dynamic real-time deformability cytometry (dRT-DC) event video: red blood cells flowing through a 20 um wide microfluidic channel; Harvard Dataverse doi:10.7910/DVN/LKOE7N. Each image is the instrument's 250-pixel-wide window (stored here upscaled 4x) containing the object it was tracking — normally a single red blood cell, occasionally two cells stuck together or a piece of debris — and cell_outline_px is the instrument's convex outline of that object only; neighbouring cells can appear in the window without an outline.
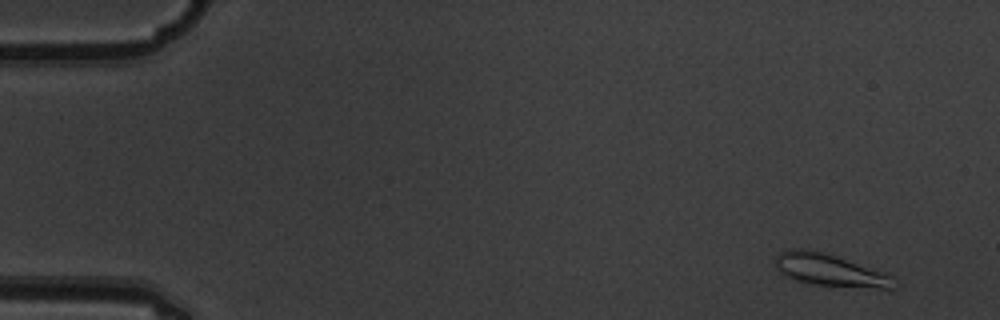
{"species": "common noctule bat (a hibernating species)", "species_latin": "Nyctalus noctula", "temperature_condition": "warm", "stored_images_in_passage": 6, "camera_frame_rate_fps": 3000, "um_per_image_px": 0.085, "animal": {"sex": "male", "body_mass_g": 19.5, "forearm_length_mm": 54.6}, "frame": {"image": 1, "passage_image": 6, "time_ms": 1.667, "image_size_px": [1000, 320], "cell_outline_px": [[900, 284], [892, 292], [812, 284], [792, 280], [780, 272], [776, 268], [772, 260], [780, 252], [792, 248], [808, 248], [884, 272], [892, 276]], "centroid_in_image_um": [70.64, 23.03], "position_along_channel_um": 14.4, "area_um2": 23.29}}